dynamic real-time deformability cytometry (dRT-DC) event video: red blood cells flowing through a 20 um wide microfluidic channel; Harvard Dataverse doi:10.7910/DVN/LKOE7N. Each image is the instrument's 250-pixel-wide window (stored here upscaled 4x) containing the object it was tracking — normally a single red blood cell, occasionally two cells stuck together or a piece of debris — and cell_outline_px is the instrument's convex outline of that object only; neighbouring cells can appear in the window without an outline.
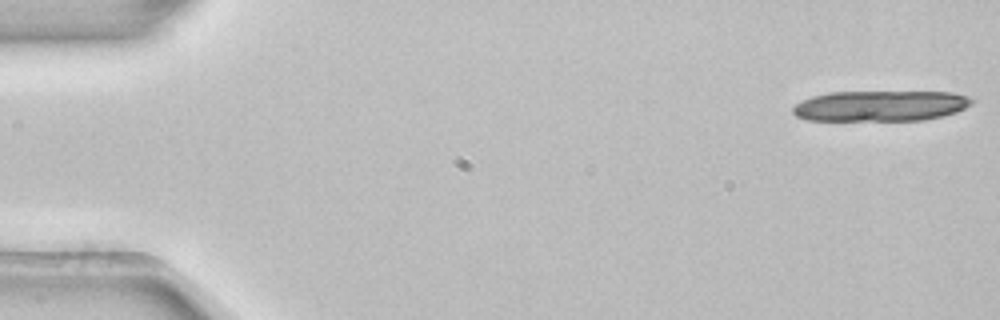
{"species": "common noctule bat (a hibernating species)", "species_latin": "Nyctalus noctula", "temperature_condition": "room temperature", "stored_images_in_passage": 17, "camera_frame_rate_fps": 3000, "um_per_image_px": 0.085, "animal": {"sex": "female", "body_mass_g": 22.7, "forearm_length_mm": 54.2}, "frame": {"image": 1, "passage_image": 1, "time_ms": 0.0, "image_size_px": [1000, 320], "cell_outline_px": [[976, 100], [972, 104], [956, 112], [924, 120], [808, 120], [796, 116], [792, 112], [792, 108], [796, 104], [812, 96], [828, 92], [952, 92], [968, 96]], "centroid_in_image_um": [74.85, 8.99], "position_along_channel_um": 10.1, "area_um2": 31.91}}